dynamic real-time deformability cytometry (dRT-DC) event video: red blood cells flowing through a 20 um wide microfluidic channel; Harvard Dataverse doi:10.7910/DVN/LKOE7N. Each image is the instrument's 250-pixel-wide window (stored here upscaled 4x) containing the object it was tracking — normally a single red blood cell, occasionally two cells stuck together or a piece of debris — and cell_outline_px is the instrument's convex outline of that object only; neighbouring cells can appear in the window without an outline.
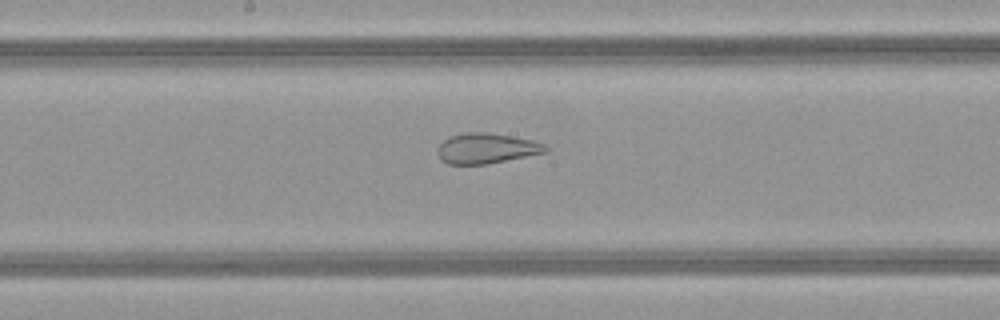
{"species": "common noctule bat (a hibernating species)", "species_latin": "Nyctalus noctula", "temperature_condition": "warm", "stored_images_in_passage": 50, "camera_frame_rate_fps": 3000, "um_per_image_px": 0.085, "animal": {"sex": "female", "body_mass_g": 21.9}, "frame": {"image": 1, "passage_image": 26, "time_ms": 8.333, "image_size_px": [1000, 320], "cell_outline_px": [[548, 152], [488, 164], [448, 164], [440, 160], [436, 152], [436, 148], [444, 140], [452, 136], [468, 132], [488, 132], [532, 140], [544, 144], [548, 148]], "centroid_in_image_um": [41.33, 12.62], "position_along_channel_um": 206.9, "area_um2": 19.13}}
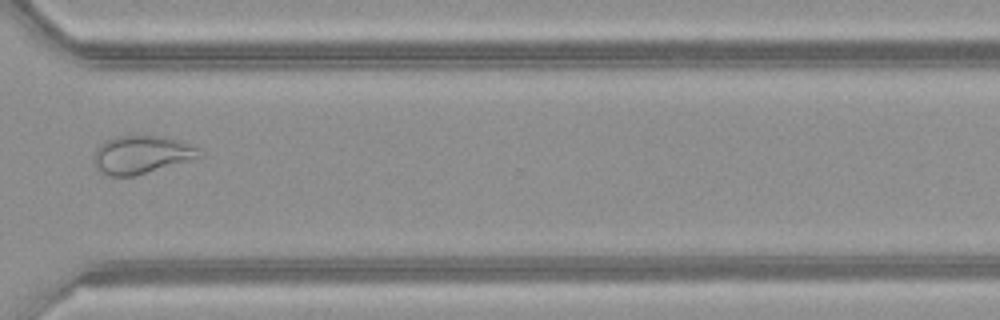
{"frame": {"image": 2, "passage_image": 37, "time_ms": 12.0, "image_size_px": [1000, 320], "cell_outline_px": [[204, 156], [136, 176], [108, 176], [100, 172], [96, 164], [96, 148], [104, 140], [116, 136], [164, 136], [200, 148], [204, 152]], "centroid_in_image_um": [12.07, 13.15], "position_along_channel_um": 358.5, "area_um2": 23.35}}
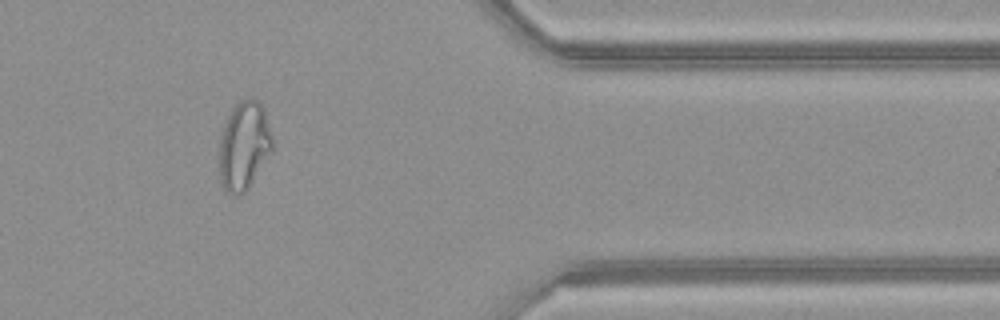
{"frame": {"image": 3, "passage_image": 41, "time_ms": 13.333, "image_size_px": [1000, 320], "cell_outline_px": [[272, 152], [248, 188], [240, 196], [236, 196], [228, 192], [224, 188], [220, 180], [216, 152], [224, 120], [232, 108], [240, 100], [252, 96], [264, 108], [272, 136]], "centroid_in_image_um": [20.69, 12.38], "position_along_channel_um": 390.7, "area_um2": 28.21}, "authors_computed_cell_mechanics": {"area_um2": 28.1197, "velocity_mm_per_s": 4.1389, "shape_relaxation_time_tau1_ms": null, "shape_relaxation_time_tau2_ms": 1.3006, "deformation_change_tau1": null, "deformation_change_tau2": 0.0952}}